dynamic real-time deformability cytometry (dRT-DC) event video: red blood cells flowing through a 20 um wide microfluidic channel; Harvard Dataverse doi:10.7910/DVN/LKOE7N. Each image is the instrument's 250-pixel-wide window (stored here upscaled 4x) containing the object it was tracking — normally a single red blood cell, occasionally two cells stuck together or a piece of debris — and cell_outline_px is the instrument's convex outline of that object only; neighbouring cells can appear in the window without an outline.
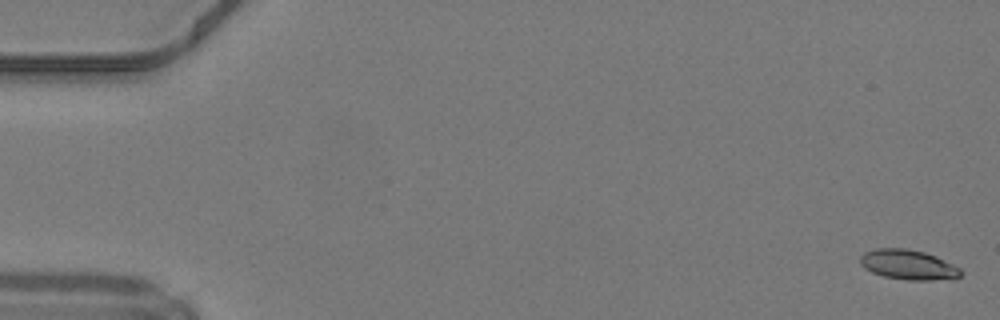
{"species": "common noctule bat (a hibernating species)", "species_latin": "Nyctalus noctula", "temperature_condition": "warm", "stored_images_in_passage": 49, "camera_frame_rate_fps": 3000, "um_per_image_px": 0.085, "animal": {"sex": "male", "body_mass_g": 19.2, "forearm_length_mm": 51.8}, "frame": {"image": 1, "passage_image": 1, "time_ms": 0.0, "image_size_px": [1000, 320], "cell_outline_px": [[964, 272], [956, 280], [908, 280], [884, 276], [872, 272], [864, 268], [860, 264], [860, 256], [864, 252], [876, 248], [908, 248], [924, 252], [936, 256], [960, 268]], "centroid_in_image_um": [77.24, 22.51], "position_along_channel_um": 7.8, "area_um2": 17.8}}
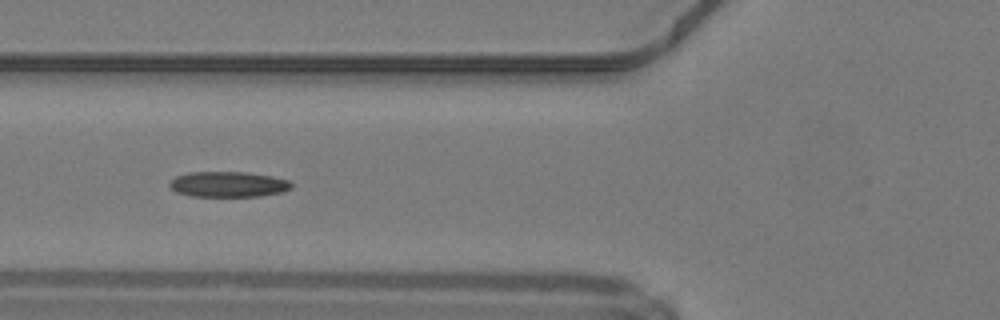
{"frame": {"image": 2, "passage_image": 19, "time_ms": 6.0, "image_size_px": [1000, 320], "cell_outline_px": [[292, 188], [280, 192], [260, 196], [192, 196], [176, 192], [168, 184], [168, 180], [176, 176], [188, 172], [248, 172], [272, 176], [288, 180], [292, 184]], "centroid_in_image_um": [19.37, 15.65], "position_along_channel_um": 106.4, "area_um2": 18.15}}
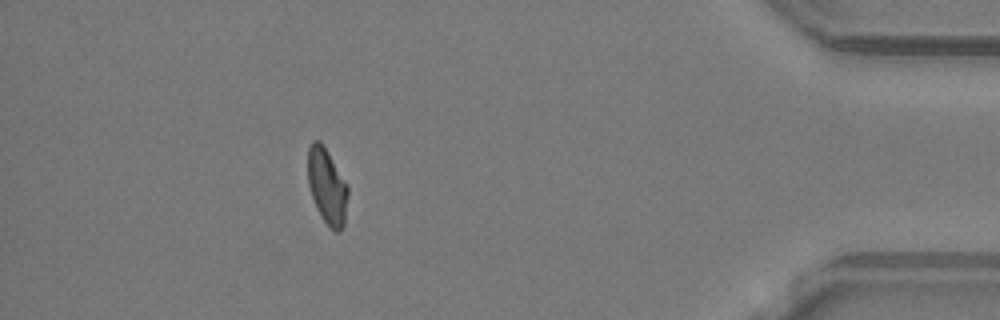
{"frame": {"image": 3, "passage_image": 44, "time_ms": 14.333, "image_size_px": [1000, 320], "cell_outline_px": [[348, 196], [344, 224], [340, 232], [336, 232], [328, 228], [320, 216], [316, 208], [308, 184], [308, 148], [312, 140], [320, 140], [348, 184]], "centroid_in_image_um": [27.8, 15.87], "position_along_channel_um": 407.4, "area_um2": 17.92}, "authors_computed_cell_mechanics": {"area_um2": 17.8024, "velocity_mm_per_s": 4.2433, "shape_relaxation_time_tau1_ms": 7.822, "shape_relaxation_time_tau2_ms": 10.6634, "deformation_change_tau1": 0.1988, "deformation_change_tau2": 0.1974}}